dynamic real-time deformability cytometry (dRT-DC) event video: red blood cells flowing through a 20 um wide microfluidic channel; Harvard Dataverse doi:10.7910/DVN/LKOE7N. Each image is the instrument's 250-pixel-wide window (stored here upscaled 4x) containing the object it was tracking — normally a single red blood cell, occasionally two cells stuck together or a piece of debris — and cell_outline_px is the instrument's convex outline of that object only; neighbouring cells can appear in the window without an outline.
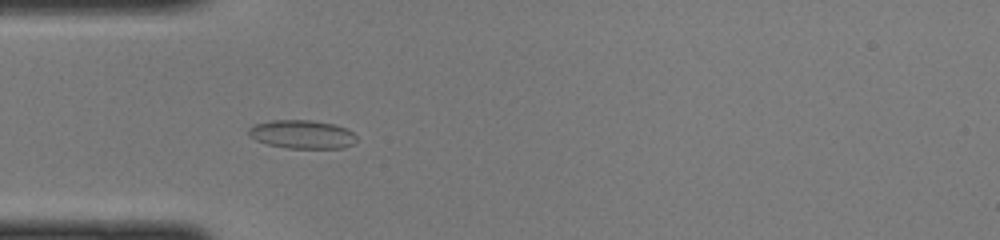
{"species": "common noctule bat (a hibernating species)", "species_latin": "Nyctalus noctula", "temperature_condition": "cold", "stored_images_in_passage": 46, "camera_frame_rate_fps": 3000, "um_per_image_px": 0.085, "animal": {"sex": "female", "body_mass_g": 22.0, "forearm_length_mm": 56.7}, "frame": {"image": 1, "passage_image": 13, "time_ms": 4.0, "image_size_px": [1000, 240], "cell_outline_px": [[356, 144], [344, 148], [288, 148], [268, 144], [256, 140], [248, 136], [248, 128], [256, 124], [268, 120], [312, 120], [332, 124], [348, 128], [356, 136]], "centroid_in_image_um": [25.7, 11.42], "position_along_channel_um": 59.3, "area_um2": 18.09}}
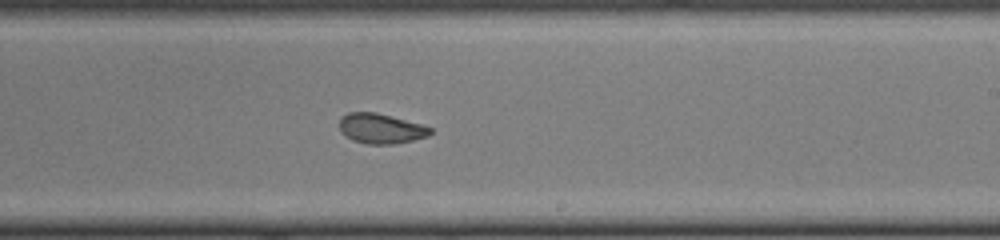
{"frame": {"image": 2, "passage_image": 27, "time_ms": 8.667, "image_size_px": [1000, 240], "cell_outline_px": [[432, 132], [428, 136], [396, 144], [368, 144], [352, 140], [340, 132], [340, 116], [348, 112], [376, 112], [424, 124], [432, 128]], "centroid_in_image_um": [32.38, 10.92], "position_along_channel_um": 256.6, "area_um2": 16.13}}
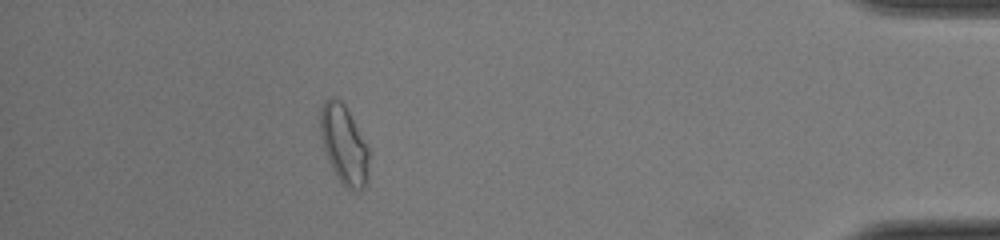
{"frame": {"image": 3, "passage_image": 41, "time_ms": 13.333, "image_size_px": [1000, 240], "cell_outline_px": [[368, 180], [364, 188], [360, 192], [352, 192], [336, 176], [328, 160], [320, 136], [320, 112], [324, 100], [328, 96], [336, 96], [344, 104], [368, 148]], "centroid_in_image_um": [29.22, 12.3], "position_along_channel_um": 406.0, "area_um2": 22.37}}